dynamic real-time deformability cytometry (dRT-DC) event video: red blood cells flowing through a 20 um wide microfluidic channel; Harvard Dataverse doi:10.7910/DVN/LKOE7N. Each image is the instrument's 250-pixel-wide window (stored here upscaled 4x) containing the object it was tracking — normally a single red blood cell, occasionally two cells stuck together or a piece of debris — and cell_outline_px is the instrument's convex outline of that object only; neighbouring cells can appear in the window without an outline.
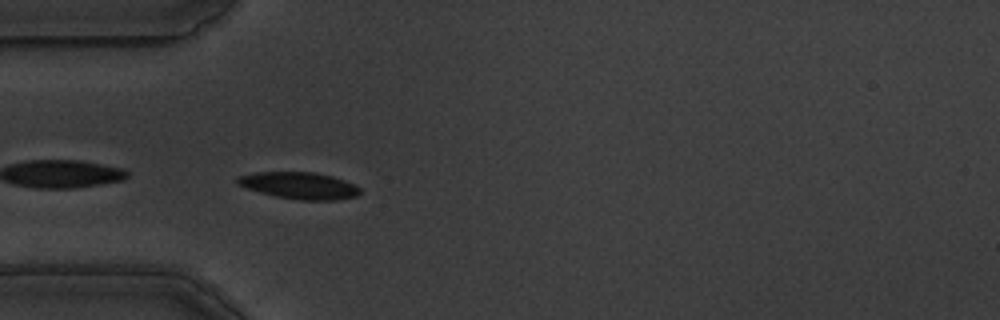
{"species": "common noctule bat (a hibernating species)", "species_latin": "Nyctalus noctula", "temperature_condition": "warm", "stored_images_in_passage": 42, "camera_frame_rate_fps": 3000, "um_per_image_px": 0.085, "animal": {"sex": "male", "body_mass_g": 19.5, "forearm_length_mm": 54.6}, "frame": {"image": 1, "passage_image": 1, "time_ms": 0.0, "image_size_px": [1000, 320], "cell_outline_px": [[360, 192], [356, 196], [336, 200], [300, 200], [276, 196], [260, 192], [236, 184], [236, 176], [256, 172], [316, 172], [332, 176], [344, 180], [360, 188]], "centroid_in_image_um": [25.42, 15.76], "position_along_channel_um": 59.6, "area_um2": 19.07}}
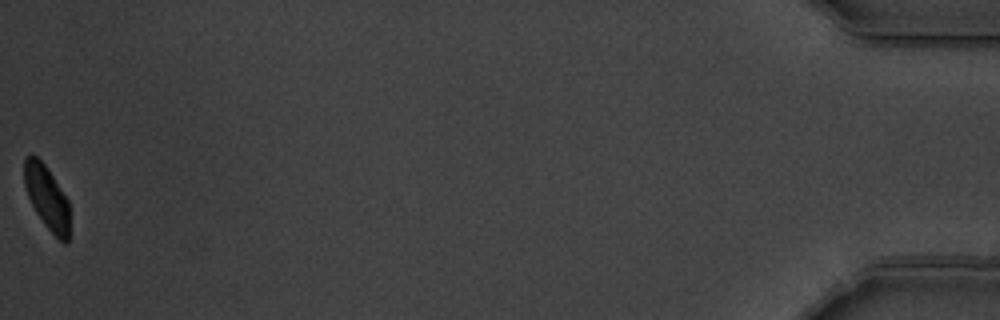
{"frame": {"image": 2, "passage_image": 42, "time_ms": 13.667, "image_size_px": [1000, 320], "cell_outline_px": [[68, 240], [64, 244], [44, 224], [36, 212], [28, 196], [24, 184], [24, 160], [28, 156], [36, 156], [48, 168], [68, 200]], "centroid_in_image_um": [3.97, 16.77], "position_along_channel_um": 431.2, "area_um2": 16.47}, "authors_computed_cell_mechanics": {"area_um2": 19.1607, "velocity_mm_per_s": 3.4586, "shape_relaxation_time_tau1_ms": 2.255, "shape_relaxation_time_tau2_ms": 1.5041, "deformation_change_tau1": 0.0895, "deformation_change_tau2": 0.0442}}